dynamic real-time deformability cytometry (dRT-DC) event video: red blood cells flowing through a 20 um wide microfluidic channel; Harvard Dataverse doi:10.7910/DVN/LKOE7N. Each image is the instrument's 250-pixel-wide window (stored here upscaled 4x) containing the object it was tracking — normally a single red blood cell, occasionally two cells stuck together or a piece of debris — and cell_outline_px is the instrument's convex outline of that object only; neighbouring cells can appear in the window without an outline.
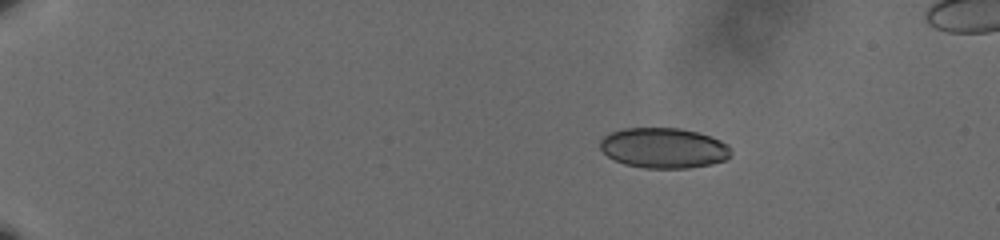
{"species": "human", "species_latin": "Homo sapiens", "temperature_condition": "cold", "stored_images_in_passage": 50, "camera_frame_rate_fps": 3000, "um_per_image_px": 0.085, "donor": {"sex": "male"}, "frame": {"image": 1, "passage_image": 1, "time_ms": 0.0, "image_size_px": [1000, 240], "cell_outline_px": [[732, 156], [724, 160], [712, 164], [688, 168], [644, 168], [624, 164], [608, 156], [600, 148], [600, 140], [604, 136], [612, 132], [624, 128], [680, 128], [696, 132], [720, 140], [728, 144], [732, 148]], "centroid_in_image_um": [56.44, 12.58], "position_along_channel_um": 28.6, "area_um2": 30.81}}
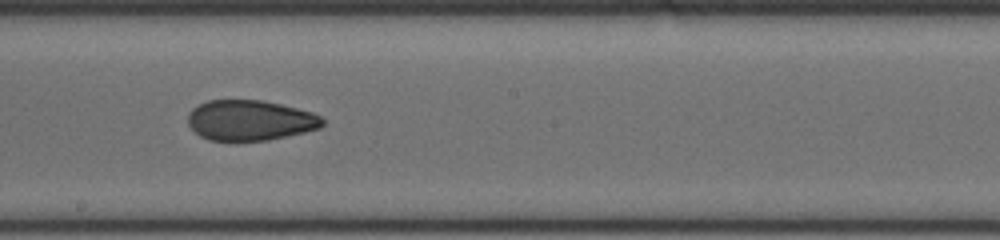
{"frame": {"image": 2, "passage_image": 27, "time_ms": 8.667, "image_size_px": [1000, 240], "cell_outline_px": [[324, 124], [320, 128], [304, 132], [268, 140], [208, 140], [200, 136], [188, 124], [188, 112], [192, 108], [208, 100], [260, 100], [280, 104], [312, 112], [320, 116], [324, 120]], "centroid_in_image_um": [21.25, 10.22], "position_along_channel_um": 227.0, "area_um2": 31.5}}
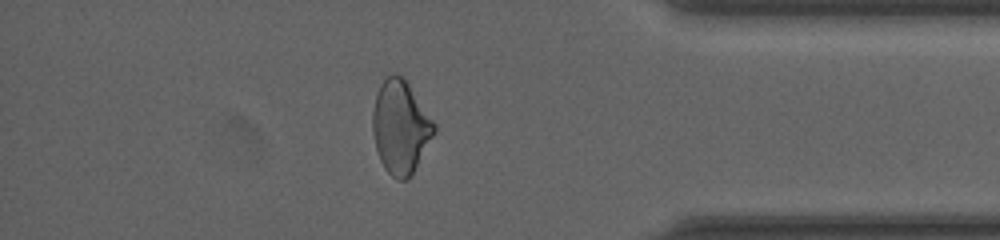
{"frame": {"image": 3, "passage_image": 43, "time_ms": 14.0, "image_size_px": [1000, 240], "cell_outline_px": [[436, 128], [432, 136], [408, 180], [396, 180], [384, 168], [380, 160], [376, 148], [372, 132], [372, 112], [376, 92], [380, 84], [388, 76], [404, 76], [436, 124]], "centroid_in_image_um": [34.02, 10.79], "position_along_channel_um": 401.2, "area_um2": 33.12}, "authors_computed_cell_mechanics": {"area_um2": 32.5414, "velocity_mm_per_s": 3.5994, "shape_relaxation_time_tau1_ms": null, "shape_relaxation_time_tau2_ms": 1.7132, "deformation_change_tau1": null, "deformation_change_tau2": 0.0729}}